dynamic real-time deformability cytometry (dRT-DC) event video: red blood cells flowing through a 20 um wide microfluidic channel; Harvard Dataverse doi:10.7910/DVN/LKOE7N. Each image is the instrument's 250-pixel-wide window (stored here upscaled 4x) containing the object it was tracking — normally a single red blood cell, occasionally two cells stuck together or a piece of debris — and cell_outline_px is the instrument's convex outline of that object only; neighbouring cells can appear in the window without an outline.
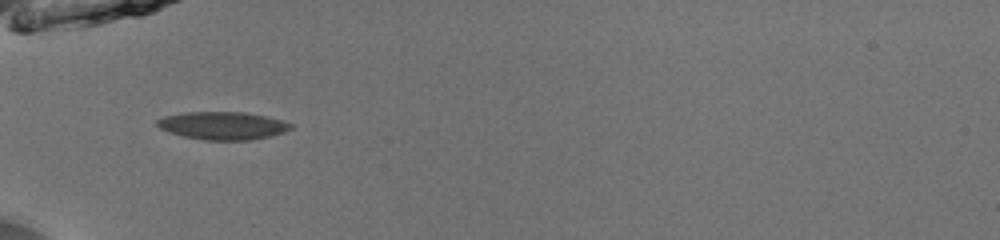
{"species": "common noctule bat (a hibernating species)", "species_latin": "Nyctalus noctula", "temperature_condition": "room temperature", "stored_images_in_passage": 34, "camera_frame_rate_fps": 3000, "um_per_image_px": 0.085, "animal": {"sex": "male", "body_mass_g": 13.0, "forearm_length_mm": 53.1}, "frame": {"image": 1, "passage_image": 1, "time_ms": 0.0, "image_size_px": [1000, 240], "cell_outline_px": [[292, 128], [284, 132], [252, 140], [204, 140], [184, 136], [168, 132], [160, 128], [156, 124], [156, 120], [164, 116], [184, 112], [244, 112], [284, 120], [292, 124]], "centroid_in_image_um": [18.92, 10.67], "position_along_channel_um": 66.1, "area_um2": 21.68}}
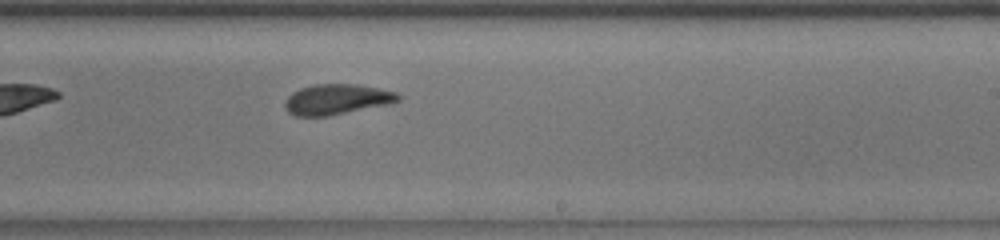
{"frame": {"image": 2, "passage_image": 16, "time_ms": 5.0, "image_size_px": [1000, 240], "cell_outline_px": [[400, 100], [392, 104], [328, 116], [296, 116], [288, 112], [284, 108], [284, 104], [288, 96], [292, 92], [300, 88], [312, 84], [356, 84], [396, 92], [400, 96]], "centroid_in_image_um": [28.62, 8.45], "position_along_channel_um": 260.4, "area_um2": 20.23}}
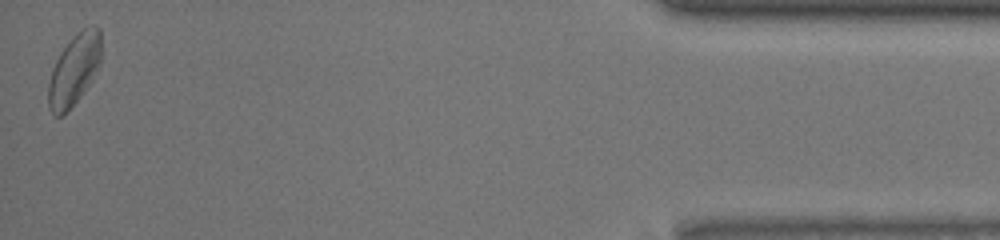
{"frame": {"image": 3, "passage_image": 34, "time_ms": 11.0, "image_size_px": [1000, 240], "cell_outline_px": [[100, 64], [92, 80], [80, 96], [60, 116], [56, 116], [48, 108], [48, 84], [52, 68], [60, 52], [72, 36], [76, 32], [84, 28], [100, 28]], "centroid_in_image_um": [6.28, 5.92], "position_along_channel_um": 428.9, "area_um2": 21.5}, "authors_computed_cell_mechanics": {"area_um2": 20.519, "velocity_mm_per_s": 3.9562, "shape_relaxation_time_tau1_ms": 2.4647, "shape_relaxation_time_tau2_ms": null, "deformation_change_tau1": 0.1051, "deformation_change_tau2": null}}